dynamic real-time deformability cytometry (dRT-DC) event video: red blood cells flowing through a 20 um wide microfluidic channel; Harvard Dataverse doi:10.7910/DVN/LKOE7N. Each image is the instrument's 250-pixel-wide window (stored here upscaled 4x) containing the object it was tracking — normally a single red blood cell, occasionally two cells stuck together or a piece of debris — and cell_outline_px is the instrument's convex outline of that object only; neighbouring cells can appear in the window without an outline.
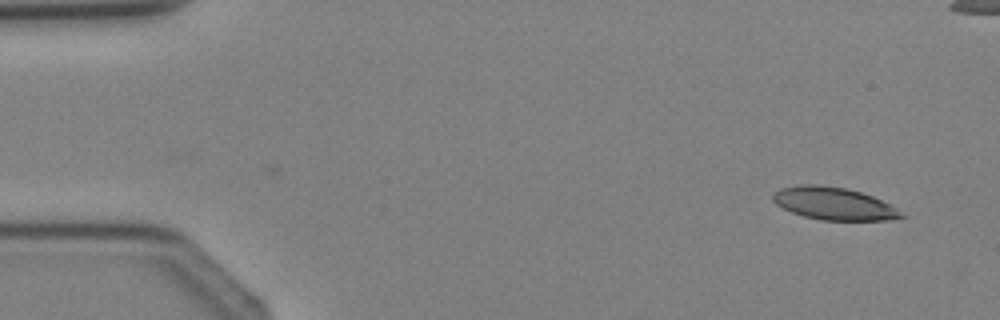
{"species": "Egyptian fruit bat (a non-hibernating species)", "species_latin": "Rousettus aegyptiacus", "temperature_condition": "cold", "stored_images_in_passage": 3, "camera_frame_rate_fps": 3000, "um_per_image_px": 0.085, "animal": {"sex": "female"}, "frame": {"image": 1, "passage_image": 3, "time_ms": 2.0, "image_size_px": [1000, 320], "cell_outline_px": [[908, 216], [892, 220], [820, 220], [804, 216], [792, 212], [776, 204], [772, 200], [772, 192], [780, 188], [800, 184], [820, 184], [844, 188], [860, 192], [872, 196], [896, 208]], "centroid_in_image_um": [70.85, 17.3], "position_along_channel_um": 14.1, "area_um2": 24.39}}